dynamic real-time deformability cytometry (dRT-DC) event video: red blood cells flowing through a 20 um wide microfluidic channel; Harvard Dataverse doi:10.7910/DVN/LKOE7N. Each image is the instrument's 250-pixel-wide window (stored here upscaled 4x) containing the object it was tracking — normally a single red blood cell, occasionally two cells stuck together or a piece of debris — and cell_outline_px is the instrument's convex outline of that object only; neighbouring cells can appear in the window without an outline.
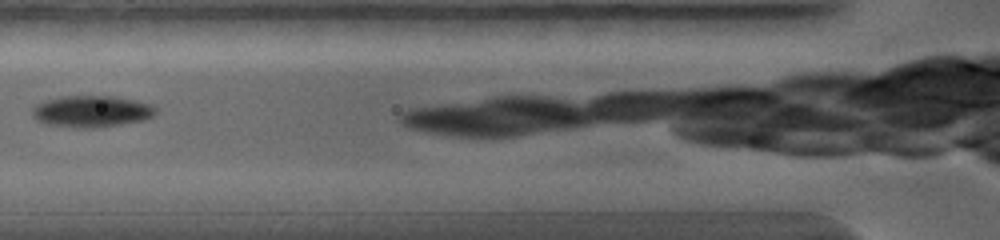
{"species": "common noctule bat (a hibernating species)", "species_latin": "Nyctalus noctula", "temperature_condition": "warm", "stored_images_in_passage": 2, "camera_frame_rate_fps": 5000, "um_per_image_px": 0.085, "animal": {"sex": "female", "body_mass_g": 19.0, "forearm_length_mm": 56.7}, "frame": {"image": 1, "passage_image": 2, "time_ms": 0.8, "image_size_px": [1000, 240], "cell_outline_px": [[156, 112], [152, 116], [144, 120], [120, 124], [92, 128], [76, 128], [48, 124], [36, 120], [32, 116], [32, 108], [36, 104], [44, 100], [64, 96], [112, 96], [152, 104], [156, 108]], "centroid_in_image_um": [7.75, 9.47], "position_along_channel_um": 118.0, "area_um2": 22.66}}